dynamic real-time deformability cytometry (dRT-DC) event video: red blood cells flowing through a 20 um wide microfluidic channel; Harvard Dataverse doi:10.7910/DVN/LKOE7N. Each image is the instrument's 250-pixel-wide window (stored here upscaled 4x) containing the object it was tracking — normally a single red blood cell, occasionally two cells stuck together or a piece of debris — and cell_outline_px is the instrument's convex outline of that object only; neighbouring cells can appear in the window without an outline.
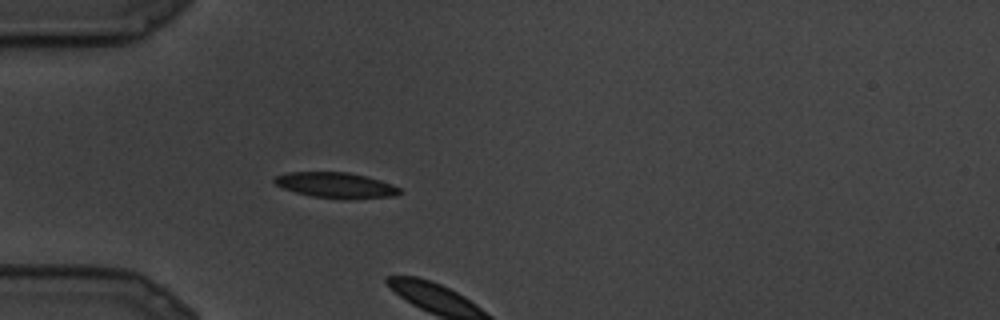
{"species": "common noctule bat (a hibernating species)", "species_latin": "Nyctalus noctula", "temperature_condition": "cold", "stored_images_in_passage": 2, "camera_frame_rate_fps": 3000, "um_per_image_px": 0.085, "animal": {"sex": "male", "body_mass_g": 19.5, "forearm_length_mm": 54.6}, "frame": {"image": 1, "passage_image": 1, "time_ms": 0.0, "image_size_px": [1000, 320], "cell_outline_px": [[400, 192], [396, 196], [348, 200], [344, 200], [312, 196], [296, 192], [284, 188], [276, 184], [272, 180], [276, 176], [288, 172], [348, 172], [380, 180], [392, 184], [400, 188]], "centroid_in_image_um": [28.57, 15.76], "position_along_channel_um": 56.4, "area_um2": 18.73}}